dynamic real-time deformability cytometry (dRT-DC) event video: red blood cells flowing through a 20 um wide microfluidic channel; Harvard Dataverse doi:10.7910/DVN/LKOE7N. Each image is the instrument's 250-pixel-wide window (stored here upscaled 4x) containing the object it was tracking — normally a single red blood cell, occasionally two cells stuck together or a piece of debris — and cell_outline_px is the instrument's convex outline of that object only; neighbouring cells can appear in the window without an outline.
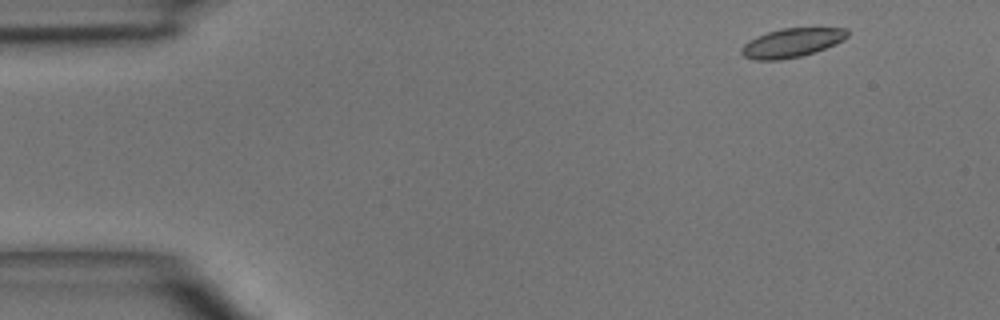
{"species": "common noctule bat (a hibernating species)", "species_latin": "Nyctalus noctula", "temperature_condition": "room temperature", "stored_images_in_passage": 5, "camera_frame_rate_fps": 3000, "um_per_image_px": 0.085, "animal": {"sex": "male", "body_mass_g": 15.6}, "frame": {"image": 1, "passage_image": 1, "time_ms": 0.0, "image_size_px": [1000, 320], "cell_outline_px": [[848, 36], [844, 40], [836, 44], [816, 52], [800, 56], [780, 60], [756, 60], [744, 56], [740, 52], [740, 48], [748, 40], [756, 36], [780, 28], [844, 28], [848, 32]], "centroid_in_image_um": [67.29, 3.64], "position_along_channel_um": 17.7, "area_um2": 17.98}}
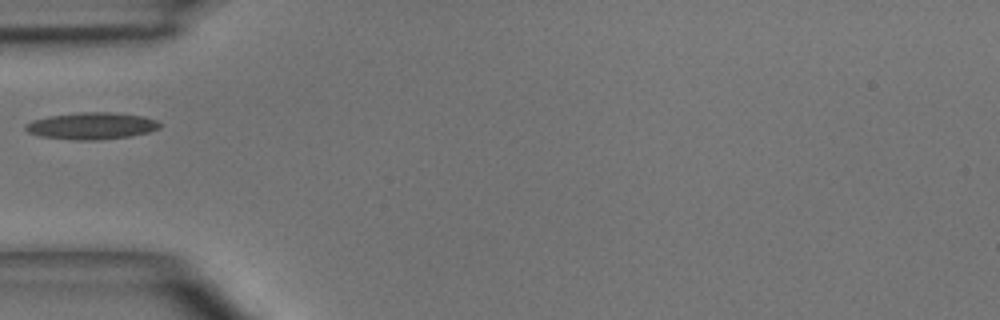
{"frame": {"image": 2, "passage_image": 4, "time_ms": 3.667, "image_size_px": [1000, 320], "cell_outline_px": [[160, 128], [148, 132], [132, 136], [100, 140], [76, 140], [40, 136], [28, 132], [24, 128], [24, 124], [32, 120], [48, 116], [80, 112], [108, 112], [144, 116], [156, 120], [160, 124]], "centroid_in_image_um": [7.77, 10.7], "position_along_channel_um": 77.2, "area_um2": 21.1}}